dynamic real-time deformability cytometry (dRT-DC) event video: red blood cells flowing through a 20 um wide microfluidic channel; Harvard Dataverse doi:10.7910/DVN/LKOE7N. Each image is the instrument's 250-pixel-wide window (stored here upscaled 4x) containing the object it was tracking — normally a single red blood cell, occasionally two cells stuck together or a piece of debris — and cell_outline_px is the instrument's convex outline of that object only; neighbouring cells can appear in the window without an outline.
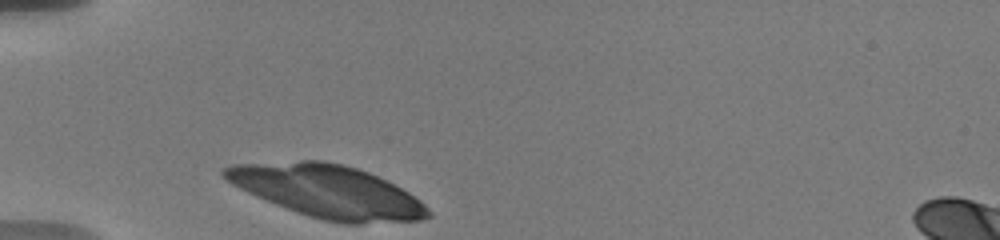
{"species": "human", "species_latin": "Homo sapiens", "temperature_condition": "warm", "stored_images_in_passage": 12, "camera_frame_rate_fps": 3000, "um_per_image_px": 0.085, "donor": {"sex": "male"}, "frame": {"image": 1, "passage_image": 1, "time_ms": 0.0, "image_size_px": [1000, 240], "cell_outline_px": [[432, 216], [420, 220], [360, 224], [344, 224], [324, 220], [308, 216], [296, 212], [256, 196], [224, 180], [220, 176], [220, 168], [232, 164], [300, 160], [324, 160], [344, 164], [368, 172], [408, 192], [420, 200], [432, 212]], "centroid_in_image_um": [27.8, 16.26], "position_along_channel_um": 57.2, "area_um2": 62.71}}